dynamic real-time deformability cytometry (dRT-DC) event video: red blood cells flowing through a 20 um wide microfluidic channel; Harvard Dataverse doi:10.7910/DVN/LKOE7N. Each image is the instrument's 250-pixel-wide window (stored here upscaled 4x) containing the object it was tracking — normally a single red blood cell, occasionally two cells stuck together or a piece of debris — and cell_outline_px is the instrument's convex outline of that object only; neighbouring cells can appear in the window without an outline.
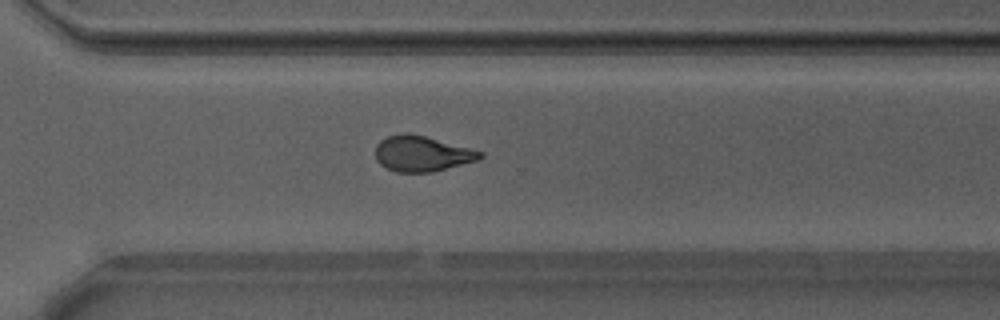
{"species": "Egyptian fruit bat (a non-hibernating species)", "species_latin": "Rousettus aegyptiacus", "temperature_condition": "warm", "stored_images_in_passage": 47, "camera_frame_rate_fps": 3000, "um_per_image_px": 0.085, "animal": {"sex": "male"}, "frame": {"image": 1, "passage_image": 33, "time_ms": 10.667, "image_size_px": [1000, 320], "cell_outline_px": [[484, 156], [480, 160], [432, 172], [396, 172], [380, 164], [376, 160], [376, 144], [380, 140], [388, 136], [404, 132], [408, 132], [424, 136], [484, 152]], "centroid_in_image_um": [35.87, 13.06], "position_along_channel_um": 334.7, "area_um2": 21.68}}